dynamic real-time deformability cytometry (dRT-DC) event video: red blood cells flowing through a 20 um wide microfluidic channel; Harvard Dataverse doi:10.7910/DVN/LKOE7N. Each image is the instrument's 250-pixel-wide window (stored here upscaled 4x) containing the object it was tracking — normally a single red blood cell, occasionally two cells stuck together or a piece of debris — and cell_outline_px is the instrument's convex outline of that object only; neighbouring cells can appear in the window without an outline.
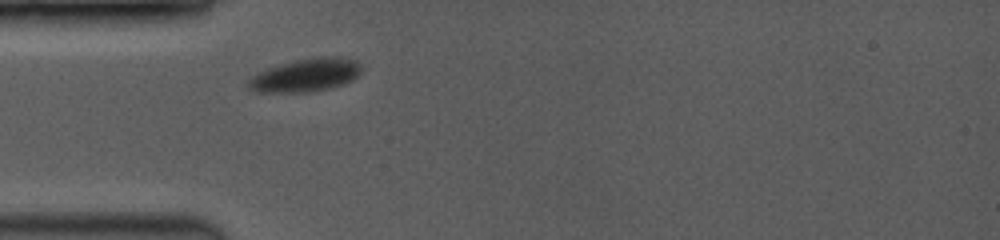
{"species": "common noctule bat (a hibernating species)", "species_latin": "Nyctalus noctula", "temperature_condition": "room temperature", "stored_images_in_passage": 39, "camera_frame_rate_fps": 3500, "um_per_image_px": 0.085, "animal": {"sex": "female", "body_mass_g": 19.0, "forearm_length_mm": 53.3}, "frame": {"image": 1, "passage_image": 1, "time_ms": 0.0, "image_size_px": [1000, 240], "cell_outline_px": [[360, 72], [352, 80], [344, 84], [312, 92], [256, 92], [248, 88], [248, 80], [252, 76], [268, 68], [280, 64], [312, 56], [340, 56], [356, 60], [360, 64]], "centroid_in_image_um": [26.0, 6.37], "position_along_channel_um": 59.0, "area_um2": 21.91}}
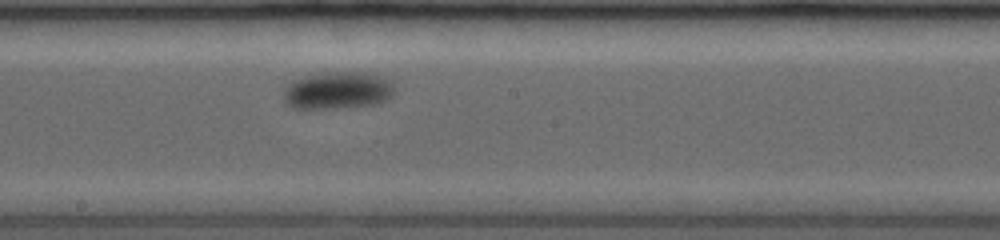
{"frame": {"image": 2, "passage_image": 17, "time_ms": 4.571, "image_size_px": [1000, 240], "cell_outline_px": [[396, 88], [392, 96], [388, 100], [376, 104], [332, 108], [296, 108], [288, 104], [284, 100], [284, 92], [288, 84], [292, 80], [304, 76], [344, 72], [360, 72], [392, 80]], "centroid_in_image_um": [28.75, 7.7], "position_along_channel_um": 219.5, "area_um2": 23.81}}
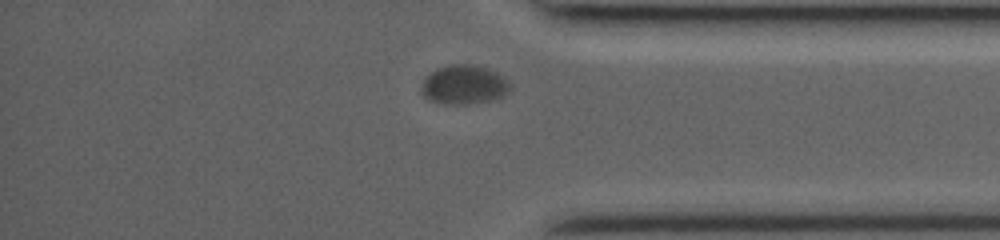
{"frame": {"image": 3, "passage_image": 34, "time_ms": 9.429, "image_size_px": [1000, 240], "cell_outline_px": [[512, 84], [508, 92], [504, 96], [492, 100], [468, 104], [440, 104], [428, 100], [420, 92], [420, 88], [424, 80], [436, 68], [452, 64], [472, 64], [496, 72], [504, 76]], "centroid_in_image_um": [39.44, 7.22], "position_along_channel_um": 395.8, "area_um2": 20.46}, "authors_computed_cell_mechanics": {"area_um2": 22.3108, "velocity_mm_per_s": 3.5975, "shape_relaxation_time_tau1_ms": 3.2195, "shape_relaxation_time_tau2_ms": null, "deformation_change_tau1": 0.0589, "deformation_change_tau2": null}}